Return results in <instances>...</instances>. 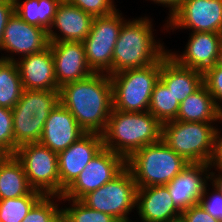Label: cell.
Listing matches in <instances>:
<instances>
[{"label": "cell", "mask_w": 222, "mask_h": 222, "mask_svg": "<svg viewBox=\"0 0 222 222\" xmlns=\"http://www.w3.org/2000/svg\"><path fill=\"white\" fill-rule=\"evenodd\" d=\"M59 102L86 133L102 135L113 110L110 75L93 73L83 80L64 84L59 88Z\"/></svg>", "instance_id": "cell-1"}, {"label": "cell", "mask_w": 222, "mask_h": 222, "mask_svg": "<svg viewBox=\"0 0 222 222\" xmlns=\"http://www.w3.org/2000/svg\"><path fill=\"white\" fill-rule=\"evenodd\" d=\"M102 136L105 148L127 160L138 149L162 140V123L149 111L113 109Z\"/></svg>", "instance_id": "cell-2"}, {"label": "cell", "mask_w": 222, "mask_h": 222, "mask_svg": "<svg viewBox=\"0 0 222 222\" xmlns=\"http://www.w3.org/2000/svg\"><path fill=\"white\" fill-rule=\"evenodd\" d=\"M151 18L125 20L112 55V74L157 62L167 50L155 40ZM157 41V42H156Z\"/></svg>", "instance_id": "cell-3"}, {"label": "cell", "mask_w": 222, "mask_h": 222, "mask_svg": "<svg viewBox=\"0 0 222 222\" xmlns=\"http://www.w3.org/2000/svg\"><path fill=\"white\" fill-rule=\"evenodd\" d=\"M189 164L162 140L138 149L126 160L137 187L167 185Z\"/></svg>", "instance_id": "cell-4"}, {"label": "cell", "mask_w": 222, "mask_h": 222, "mask_svg": "<svg viewBox=\"0 0 222 222\" xmlns=\"http://www.w3.org/2000/svg\"><path fill=\"white\" fill-rule=\"evenodd\" d=\"M213 125L171 120L162 124V141L188 163L210 164L218 132Z\"/></svg>", "instance_id": "cell-5"}, {"label": "cell", "mask_w": 222, "mask_h": 222, "mask_svg": "<svg viewBox=\"0 0 222 222\" xmlns=\"http://www.w3.org/2000/svg\"><path fill=\"white\" fill-rule=\"evenodd\" d=\"M59 103V90H23L12 109L14 143L39 142L49 113Z\"/></svg>", "instance_id": "cell-6"}, {"label": "cell", "mask_w": 222, "mask_h": 222, "mask_svg": "<svg viewBox=\"0 0 222 222\" xmlns=\"http://www.w3.org/2000/svg\"><path fill=\"white\" fill-rule=\"evenodd\" d=\"M161 58L146 67L111 74L113 109L122 112L148 111L151 94L160 79Z\"/></svg>", "instance_id": "cell-7"}, {"label": "cell", "mask_w": 222, "mask_h": 222, "mask_svg": "<svg viewBox=\"0 0 222 222\" xmlns=\"http://www.w3.org/2000/svg\"><path fill=\"white\" fill-rule=\"evenodd\" d=\"M14 155L21 162L34 190L44 195L60 196L58 153L35 142L17 147Z\"/></svg>", "instance_id": "cell-8"}, {"label": "cell", "mask_w": 222, "mask_h": 222, "mask_svg": "<svg viewBox=\"0 0 222 222\" xmlns=\"http://www.w3.org/2000/svg\"><path fill=\"white\" fill-rule=\"evenodd\" d=\"M124 19L119 10L93 18L90 32L82 43L87 64L94 73L112 74L113 50Z\"/></svg>", "instance_id": "cell-9"}, {"label": "cell", "mask_w": 222, "mask_h": 222, "mask_svg": "<svg viewBox=\"0 0 222 222\" xmlns=\"http://www.w3.org/2000/svg\"><path fill=\"white\" fill-rule=\"evenodd\" d=\"M136 191L133 174L126 167L112 181L88 192L80 200L87 207L104 212L115 219L126 218L132 209L136 208Z\"/></svg>", "instance_id": "cell-10"}, {"label": "cell", "mask_w": 222, "mask_h": 222, "mask_svg": "<svg viewBox=\"0 0 222 222\" xmlns=\"http://www.w3.org/2000/svg\"><path fill=\"white\" fill-rule=\"evenodd\" d=\"M126 168V159L103 147L64 190L61 198L80 200L88 192L112 181Z\"/></svg>", "instance_id": "cell-11"}, {"label": "cell", "mask_w": 222, "mask_h": 222, "mask_svg": "<svg viewBox=\"0 0 222 222\" xmlns=\"http://www.w3.org/2000/svg\"><path fill=\"white\" fill-rule=\"evenodd\" d=\"M166 22L167 31L184 28L222 34V0H184Z\"/></svg>", "instance_id": "cell-12"}, {"label": "cell", "mask_w": 222, "mask_h": 222, "mask_svg": "<svg viewBox=\"0 0 222 222\" xmlns=\"http://www.w3.org/2000/svg\"><path fill=\"white\" fill-rule=\"evenodd\" d=\"M49 46L47 31L43 28L28 24L15 12L5 26L0 50L10 52V56L0 57L2 60L16 61L15 54L20 58L43 51Z\"/></svg>", "instance_id": "cell-13"}, {"label": "cell", "mask_w": 222, "mask_h": 222, "mask_svg": "<svg viewBox=\"0 0 222 222\" xmlns=\"http://www.w3.org/2000/svg\"><path fill=\"white\" fill-rule=\"evenodd\" d=\"M103 147L101 134L86 133L66 150L58 153L60 196Z\"/></svg>", "instance_id": "cell-14"}, {"label": "cell", "mask_w": 222, "mask_h": 222, "mask_svg": "<svg viewBox=\"0 0 222 222\" xmlns=\"http://www.w3.org/2000/svg\"><path fill=\"white\" fill-rule=\"evenodd\" d=\"M49 46L59 88L66 83L83 80L94 73L87 64L82 42H49Z\"/></svg>", "instance_id": "cell-15"}, {"label": "cell", "mask_w": 222, "mask_h": 222, "mask_svg": "<svg viewBox=\"0 0 222 222\" xmlns=\"http://www.w3.org/2000/svg\"><path fill=\"white\" fill-rule=\"evenodd\" d=\"M210 165L190 163L172 181L165 185L174 205L185 211L192 205L198 204L204 187L210 179Z\"/></svg>", "instance_id": "cell-16"}, {"label": "cell", "mask_w": 222, "mask_h": 222, "mask_svg": "<svg viewBox=\"0 0 222 222\" xmlns=\"http://www.w3.org/2000/svg\"><path fill=\"white\" fill-rule=\"evenodd\" d=\"M85 134L71 112L59 102L45 121L39 143L59 153Z\"/></svg>", "instance_id": "cell-17"}, {"label": "cell", "mask_w": 222, "mask_h": 222, "mask_svg": "<svg viewBox=\"0 0 222 222\" xmlns=\"http://www.w3.org/2000/svg\"><path fill=\"white\" fill-rule=\"evenodd\" d=\"M189 38L182 54L171 50H167V53L178 64L204 73L216 63L222 34L191 32Z\"/></svg>", "instance_id": "cell-18"}, {"label": "cell", "mask_w": 222, "mask_h": 222, "mask_svg": "<svg viewBox=\"0 0 222 222\" xmlns=\"http://www.w3.org/2000/svg\"><path fill=\"white\" fill-rule=\"evenodd\" d=\"M23 89L59 90L50 46L43 51L16 58Z\"/></svg>", "instance_id": "cell-19"}, {"label": "cell", "mask_w": 222, "mask_h": 222, "mask_svg": "<svg viewBox=\"0 0 222 222\" xmlns=\"http://www.w3.org/2000/svg\"><path fill=\"white\" fill-rule=\"evenodd\" d=\"M92 21L93 17L89 13L69 2H61L47 31L48 40L83 42L90 32ZM54 29L58 30L57 33Z\"/></svg>", "instance_id": "cell-20"}, {"label": "cell", "mask_w": 222, "mask_h": 222, "mask_svg": "<svg viewBox=\"0 0 222 222\" xmlns=\"http://www.w3.org/2000/svg\"><path fill=\"white\" fill-rule=\"evenodd\" d=\"M136 209L143 222H169L182 213L165 185L137 187Z\"/></svg>", "instance_id": "cell-21"}, {"label": "cell", "mask_w": 222, "mask_h": 222, "mask_svg": "<svg viewBox=\"0 0 222 222\" xmlns=\"http://www.w3.org/2000/svg\"><path fill=\"white\" fill-rule=\"evenodd\" d=\"M160 80L181 103L203 85V73L178 64L166 52L161 57Z\"/></svg>", "instance_id": "cell-22"}, {"label": "cell", "mask_w": 222, "mask_h": 222, "mask_svg": "<svg viewBox=\"0 0 222 222\" xmlns=\"http://www.w3.org/2000/svg\"><path fill=\"white\" fill-rule=\"evenodd\" d=\"M175 120L214 123L222 121V113L207 87L203 84L196 92L180 103Z\"/></svg>", "instance_id": "cell-23"}, {"label": "cell", "mask_w": 222, "mask_h": 222, "mask_svg": "<svg viewBox=\"0 0 222 222\" xmlns=\"http://www.w3.org/2000/svg\"><path fill=\"white\" fill-rule=\"evenodd\" d=\"M32 190L21 162L15 155H7L0 163V199L18 198Z\"/></svg>", "instance_id": "cell-24"}, {"label": "cell", "mask_w": 222, "mask_h": 222, "mask_svg": "<svg viewBox=\"0 0 222 222\" xmlns=\"http://www.w3.org/2000/svg\"><path fill=\"white\" fill-rule=\"evenodd\" d=\"M60 3L59 0H14V12L28 24L48 31Z\"/></svg>", "instance_id": "cell-25"}, {"label": "cell", "mask_w": 222, "mask_h": 222, "mask_svg": "<svg viewBox=\"0 0 222 222\" xmlns=\"http://www.w3.org/2000/svg\"><path fill=\"white\" fill-rule=\"evenodd\" d=\"M23 90L16 62L0 59V107L13 109Z\"/></svg>", "instance_id": "cell-26"}, {"label": "cell", "mask_w": 222, "mask_h": 222, "mask_svg": "<svg viewBox=\"0 0 222 222\" xmlns=\"http://www.w3.org/2000/svg\"><path fill=\"white\" fill-rule=\"evenodd\" d=\"M180 103L159 79L151 94L148 111L162 124L177 118Z\"/></svg>", "instance_id": "cell-27"}, {"label": "cell", "mask_w": 222, "mask_h": 222, "mask_svg": "<svg viewBox=\"0 0 222 222\" xmlns=\"http://www.w3.org/2000/svg\"><path fill=\"white\" fill-rule=\"evenodd\" d=\"M43 196V193L33 189L25 196L0 199V221L21 222Z\"/></svg>", "instance_id": "cell-28"}, {"label": "cell", "mask_w": 222, "mask_h": 222, "mask_svg": "<svg viewBox=\"0 0 222 222\" xmlns=\"http://www.w3.org/2000/svg\"><path fill=\"white\" fill-rule=\"evenodd\" d=\"M57 201H70L69 207L62 208V222H114L115 218L104 212L87 207L81 200L61 198ZM72 206V207H71Z\"/></svg>", "instance_id": "cell-29"}, {"label": "cell", "mask_w": 222, "mask_h": 222, "mask_svg": "<svg viewBox=\"0 0 222 222\" xmlns=\"http://www.w3.org/2000/svg\"><path fill=\"white\" fill-rule=\"evenodd\" d=\"M53 198L58 195H44L21 222H62V207Z\"/></svg>", "instance_id": "cell-30"}, {"label": "cell", "mask_w": 222, "mask_h": 222, "mask_svg": "<svg viewBox=\"0 0 222 222\" xmlns=\"http://www.w3.org/2000/svg\"><path fill=\"white\" fill-rule=\"evenodd\" d=\"M17 147L14 143L12 109L0 107V148L8 155H14Z\"/></svg>", "instance_id": "cell-31"}, {"label": "cell", "mask_w": 222, "mask_h": 222, "mask_svg": "<svg viewBox=\"0 0 222 222\" xmlns=\"http://www.w3.org/2000/svg\"><path fill=\"white\" fill-rule=\"evenodd\" d=\"M203 84L207 87L222 113V66L213 65L203 73Z\"/></svg>", "instance_id": "cell-32"}, {"label": "cell", "mask_w": 222, "mask_h": 222, "mask_svg": "<svg viewBox=\"0 0 222 222\" xmlns=\"http://www.w3.org/2000/svg\"><path fill=\"white\" fill-rule=\"evenodd\" d=\"M68 2L89 13L93 18L109 15L118 10L113 0H69Z\"/></svg>", "instance_id": "cell-33"}, {"label": "cell", "mask_w": 222, "mask_h": 222, "mask_svg": "<svg viewBox=\"0 0 222 222\" xmlns=\"http://www.w3.org/2000/svg\"><path fill=\"white\" fill-rule=\"evenodd\" d=\"M207 188L208 184H206L204 187L199 204L213 218L217 219L219 222H222V195L220 194V191L215 186H213V184L212 190L214 189V191L212 193H208L209 190H207Z\"/></svg>", "instance_id": "cell-34"}, {"label": "cell", "mask_w": 222, "mask_h": 222, "mask_svg": "<svg viewBox=\"0 0 222 222\" xmlns=\"http://www.w3.org/2000/svg\"><path fill=\"white\" fill-rule=\"evenodd\" d=\"M181 215L187 222H219L206 212L199 203L192 205L183 211Z\"/></svg>", "instance_id": "cell-35"}, {"label": "cell", "mask_w": 222, "mask_h": 222, "mask_svg": "<svg viewBox=\"0 0 222 222\" xmlns=\"http://www.w3.org/2000/svg\"><path fill=\"white\" fill-rule=\"evenodd\" d=\"M14 13V0H0V47L8 19Z\"/></svg>", "instance_id": "cell-36"}, {"label": "cell", "mask_w": 222, "mask_h": 222, "mask_svg": "<svg viewBox=\"0 0 222 222\" xmlns=\"http://www.w3.org/2000/svg\"><path fill=\"white\" fill-rule=\"evenodd\" d=\"M220 131L218 129L215 146H214V154L212 160L210 162V168L215 167V171L222 173V135H220Z\"/></svg>", "instance_id": "cell-37"}, {"label": "cell", "mask_w": 222, "mask_h": 222, "mask_svg": "<svg viewBox=\"0 0 222 222\" xmlns=\"http://www.w3.org/2000/svg\"><path fill=\"white\" fill-rule=\"evenodd\" d=\"M153 1L155 4H161L167 8H169V17L177 10V8L180 6V4L184 0H150Z\"/></svg>", "instance_id": "cell-38"}, {"label": "cell", "mask_w": 222, "mask_h": 222, "mask_svg": "<svg viewBox=\"0 0 222 222\" xmlns=\"http://www.w3.org/2000/svg\"><path fill=\"white\" fill-rule=\"evenodd\" d=\"M215 172H210V183L213 184V186H215L219 191L220 194L222 195V173L218 172V174H216ZM212 181V182H211Z\"/></svg>", "instance_id": "cell-39"}, {"label": "cell", "mask_w": 222, "mask_h": 222, "mask_svg": "<svg viewBox=\"0 0 222 222\" xmlns=\"http://www.w3.org/2000/svg\"><path fill=\"white\" fill-rule=\"evenodd\" d=\"M215 65L222 66V40L219 45V51H218L217 60H216Z\"/></svg>", "instance_id": "cell-40"}, {"label": "cell", "mask_w": 222, "mask_h": 222, "mask_svg": "<svg viewBox=\"0 0 222 222\" xmlns=\"http://www.w3.org/2000/svg\"><path fill=\"white\" fill-rule=\"evenodd\" d=\"M169 222H187V221H186L185 218L181 215V216H179V217H177V218H174V219L170 220Z\"/></svg>", "instance_id": "cell-41"}, {"label": "cell", "mask_w": 222, "mask_h": 222, "mask_svg": "<svg viewBox=\"0 0 222 222\" xmlns=\"http://www.w3.org/2000/svg\"><path fill=\"white\" fill-rule=\"evenodd\" d=\"M7 153L0 148V163L7 157Z\"/></svg>", "instance_id": "cell-42"}, {"label": "cell", "mask_w": 222, "mask_h": 222, "mask_svg": "<svg viewBox=\"0 0 222 222\" xmlns=\"http://www.w3.org/2000/svg\"><path fill=\"white\" fill-rule=\"evenodd\" d=\"M131 219H129V217H126V218H118V219H115L114 222H132V220L130 221ZM143 222V221H141Z\"/></svg>", "instance_id": "cell-43"}, {"label": "cell", "mask_w": 222, "mask_h": 222, "mask_svg": "<svg viewBox=\"0 0 222 222\" xmlns=\"http://www.w3.org/2000/svg\"><path fill=\"white\" fill-rule=\"evenodd\" d=\"M60 2H68L69 0H59Z\"/></svg>", "instance_id": "cell-44"}]
</instances>
